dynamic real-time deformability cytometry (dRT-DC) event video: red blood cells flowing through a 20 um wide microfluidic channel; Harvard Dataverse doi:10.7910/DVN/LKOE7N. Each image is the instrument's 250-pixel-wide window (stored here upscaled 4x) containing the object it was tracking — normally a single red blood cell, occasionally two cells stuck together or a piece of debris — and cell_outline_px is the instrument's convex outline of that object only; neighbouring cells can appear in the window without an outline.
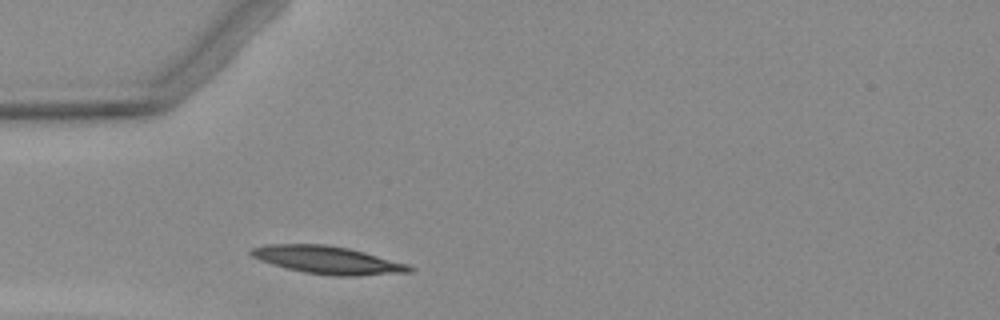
{"species": "Egyptian fruit bat (a non-hibernating species)", "species_latin": "Rousettus aegyptiacus", "temperature_condition": "warm", "stored_images_in_passage": 3, "camera_frame_rate_fps": 3000, "um_per_image_px": 0.085, "animal": {"sex": "female"}, "frame": {"image": 1, "passage_image": 3, "time_ms": 3.0, "image_size_px": [1000, 320], "cell_outline_px": [[416, 268], [412, 272], [360, 276], [332, 276], [304, 272], [284, 268], [260, 260], [252, 256], [248, 252], [252, 248], [268, 244], [324, 244], [348, 248], [364, 252], [408, 264]], "centroid_in_image_um": [27.87, 22.11], "position_along_channel_um": 57.1, "area_um2": 25.72}}